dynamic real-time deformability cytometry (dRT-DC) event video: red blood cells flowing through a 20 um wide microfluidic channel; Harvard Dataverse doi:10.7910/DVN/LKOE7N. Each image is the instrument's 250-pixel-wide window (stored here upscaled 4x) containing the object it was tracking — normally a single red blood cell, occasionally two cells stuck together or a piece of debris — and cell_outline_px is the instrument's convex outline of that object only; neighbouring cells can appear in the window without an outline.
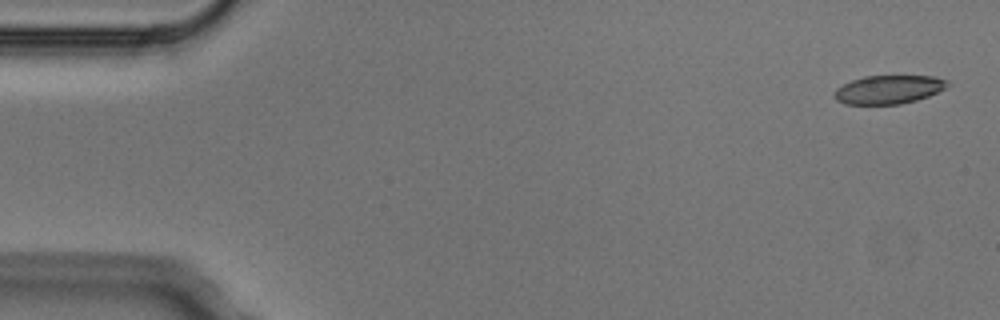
{"species": "Egyptian fruit bat (a non-hibernating species)", "species_latin": "Rousettus aegyptiacus", "temperature_condition": "cold", "stored_images_in_passage": 5, "camera_frame_rate_fps": 3000, "um_per_image_px": 0.085, "animal": {"sex": "male"}, "frame": {"image": 1, "passage_image": 1, "time_ms": 0.0, "image_size_px": [1000, 320], "cell_outline_px": [[948, 84], [944, 88], [928, 96], [916, 100], [900, 104], [844, 104], [836, 100], [832, 96], [836, 88], [852, 80], [864, 76], [932, 76], [948, 80]], "centroid_in_image_um": [75.48, 7.61], "position_along_channel_um": 9.5, "area_um2": 18.73}}